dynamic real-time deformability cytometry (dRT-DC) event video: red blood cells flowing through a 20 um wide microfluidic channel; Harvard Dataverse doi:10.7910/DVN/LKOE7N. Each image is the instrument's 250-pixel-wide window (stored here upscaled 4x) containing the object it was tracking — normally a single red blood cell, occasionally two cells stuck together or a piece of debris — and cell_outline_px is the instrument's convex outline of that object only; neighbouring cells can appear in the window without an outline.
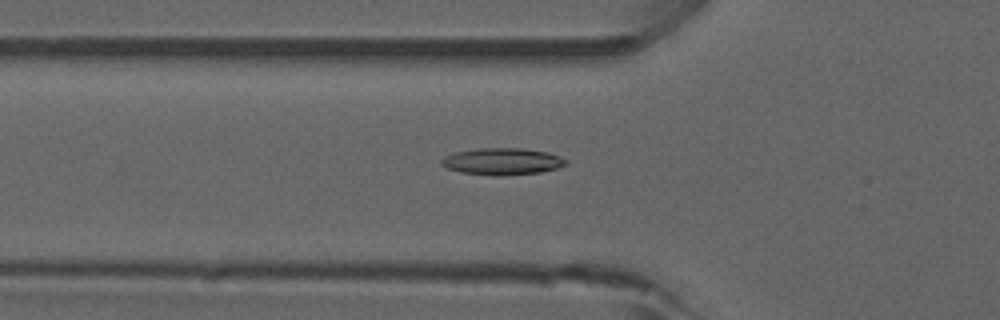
{"species": "common noctule bat (a hibernating species)", "species_latin": "Nyctalus noctula", "temperature_condition": "room temperature", "stored_images_in_passage": 46, "camera_frame_rate_fps": 3000, "um_per_image_px": 0.085, "animal": {"sex": "male", "forearm_length_mm": 52.5}, "frame": {"image": 1, "passage_image": 18, "time_ms": 5.667, "image_size_px": [1000, 320], "cell_outline_px": [[568, 164], [556, 168], [540, 172], [504, 176], [492, 176], [460, 172], [448, 168], [440, 164], [440, 160], [444, 156], [456, 152], [480, 148], [524, 148], [548, 152], [568, 160]], "centroid_in_image_um": [42.69, 13.73], "position_along_channel_um": 83.1, "area_um2": 19.59}}